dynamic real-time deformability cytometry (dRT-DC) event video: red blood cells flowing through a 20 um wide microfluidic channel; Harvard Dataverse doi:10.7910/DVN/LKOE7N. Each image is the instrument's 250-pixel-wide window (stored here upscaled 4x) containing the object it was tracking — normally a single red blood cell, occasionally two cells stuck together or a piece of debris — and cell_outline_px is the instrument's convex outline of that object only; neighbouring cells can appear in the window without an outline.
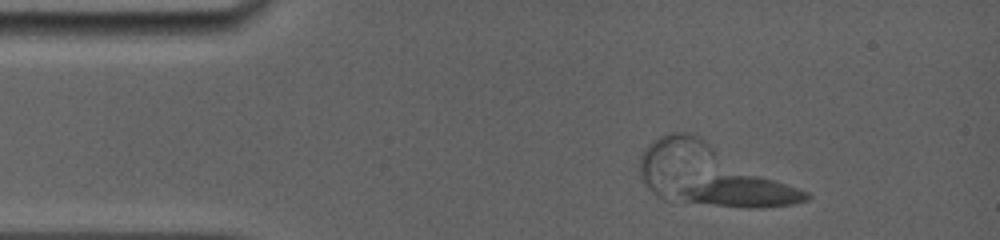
{"species": "common noctule bat (a hibernating species)", "species_latin": "Nyctalus noctula", "temperature_condition": "room temperature", "stored_images_in_passage": 4, "camera_frame_rate_fps": 5000, "um_per_image_px": 0.085, "animal": {"sex": "female", "body_mass_g": 19.0, "forearm_length_mm": 56.7}, "frame": {"image": 1, "passage_image": 4, "time_ms": 1.4, "image_size_px": [1000, 240], "cell_outline_px": [[812, 196], [808, 200], [792, 204], [764, 208], [716, 204], [684, 200], [672, 196], [680, 184], [716, 176], [760, 176], [808, 192]], "centroid_in_image_um": [62.99, 16.31], "position_along_channel_um": 22.0, "area_um2": 22.89}}